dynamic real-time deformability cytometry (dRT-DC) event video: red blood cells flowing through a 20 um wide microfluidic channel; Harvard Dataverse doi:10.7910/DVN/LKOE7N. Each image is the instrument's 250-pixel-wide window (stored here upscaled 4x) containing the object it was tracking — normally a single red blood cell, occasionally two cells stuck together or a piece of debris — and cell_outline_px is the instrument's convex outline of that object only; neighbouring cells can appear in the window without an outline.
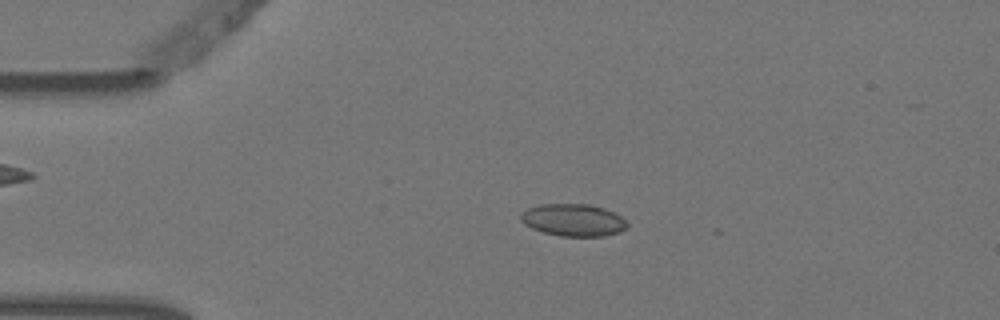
{"species": "Egyptian fruit bat (a non-hibernating species)", "species_latin": "Rousettus aegyptiacus", "temperature_condition": "warm", "stored_images_in_passage": 4, "camera_frame_rate_fps": 3000, "um_per_image_px": 0.085, "animal": {"sex": "female"}, "frame": {"image": 1, "passage_image": 3, "time_ms": 0.667, "image_size_px": [1000, 320], "cell_outline_px": [[628, 224], [620, 232], [604, 236], [560, 236], [544, 232], [532, 228], [524, 224], [520, 220], [520, 212], [528, 208], [540, 204], [588, 204], [604, 208], [616, 212]], "centroid_in_image_um": [48.71, 18.69], "position_along_channel_um": 36.3, "area_um2": 20.06}}